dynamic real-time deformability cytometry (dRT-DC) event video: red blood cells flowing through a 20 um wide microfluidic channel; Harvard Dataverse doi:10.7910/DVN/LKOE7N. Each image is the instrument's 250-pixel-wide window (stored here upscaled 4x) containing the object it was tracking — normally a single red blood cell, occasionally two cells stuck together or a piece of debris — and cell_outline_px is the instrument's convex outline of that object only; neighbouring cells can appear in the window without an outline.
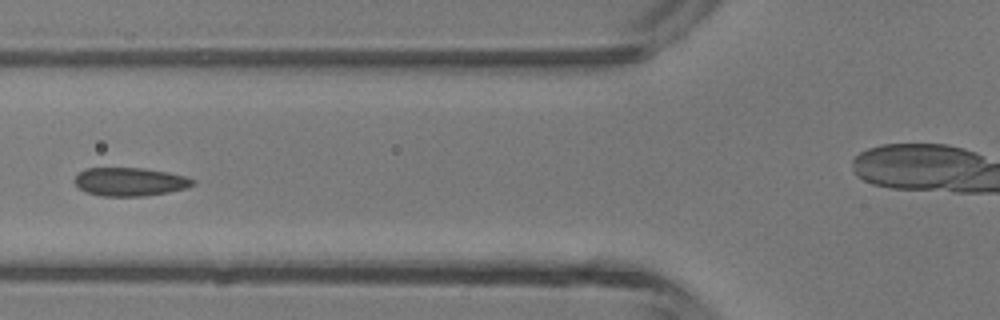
{"species": "common noctule bat (a hibernating species)", "species_latin": "Nyctalus noctula", "temperature_condition": "room temperature", "stored_images_in_passage": 6, "segment_of_instrument_passage": [1, 2], "camera_frame_rate_fps": 3000, "um_per_image_px": 0.085, "animal": {"sex": "male", "body_mass_g": 13.3}, "frame": {"image": 1, "passage_image": 5, "time_ms": 1.333, "image_size_px": [1000, 320], "cell_outline_px": [[196, 184], [188, 188], [168, 192], [144, 196], [100, 196], [84, 192], [72, 180], [84, 168], [144, 168], [184, 176], [196, 180]], "centroid_in_image_um": [11.03, 15.46], "position_along_channel_um": 114.8, "area_um2": 19.65}}